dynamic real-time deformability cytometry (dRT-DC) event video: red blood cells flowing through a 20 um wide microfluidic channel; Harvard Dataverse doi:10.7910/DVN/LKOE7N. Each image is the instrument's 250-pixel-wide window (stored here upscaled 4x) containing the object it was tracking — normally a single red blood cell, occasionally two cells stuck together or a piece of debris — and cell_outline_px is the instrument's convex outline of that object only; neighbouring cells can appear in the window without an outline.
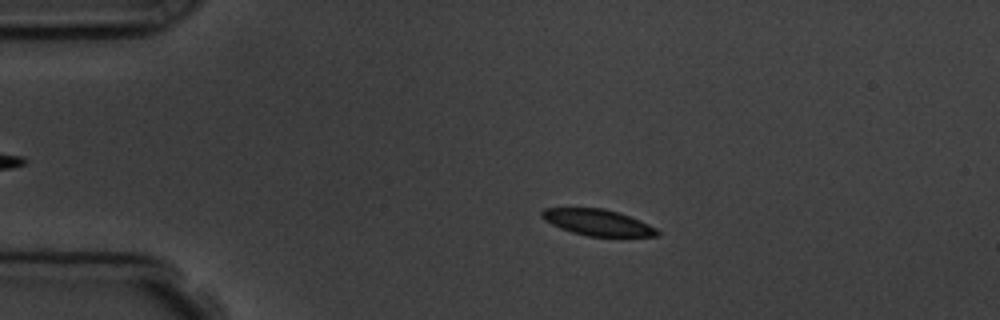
{"species": "common noctule bat (a hibernating species)", "species_latin": "Nyctalus noctula", "temperature_condition": "room temperature", "stored_images_in_passage": 4, "camera_frame_rate_fps": 3000, "um_per_image_px": 0.085, "animal": {"sex": "male", "body_mass_g": 19.5, "forearm_length_mm": 54.6}, "frame": {"image": 1, "passage_image": 3, "time_ms": 2.333, "image_size_px": [1000, 320], "cell_outline_px": [[660, 236], [588, 236], [572, 232], [560, 228], [544, 220], [540, 216], [540, 212], [544, 208], [604, 208], [628, 216], [648, 224], [656, 228], [660, 232]], "centroid_in_image_um": [50.77, 18.9], "position_along_channel_um": 34.2, "area_um2": 17.46}}